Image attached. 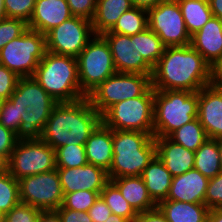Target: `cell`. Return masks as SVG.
I'll return each instance as SVG.
<instances>
[{
	"mask_svg": "<svg viewBox=\"0 0 222 222\" xmlns=\"http://www.w3.org/2000/svg\"><path fill=\"white\" fill-rule=\"evenodd\" d=\"M212 84L211 66L190 44L165 47L153 67L151 86L154 90H187L197 92Z\"/></svg>",
	"mask_w": 222,
	"mask_h": 222,
	"instance_id": "obj_1",
	"label": "cell"
},
{
	"mask_svg": "<svg viewBox=\"0 0 222 222\" xmlns=\"http://www.w3.org/2000/svg\"><path fill=\"white\" fill-rule=\"evenodd\" d=\"M101 122V115L92 107L88 97L57 103L42 131L41 140L54 150L70 144L85 145Z\"/></svg>",
	"mask_w": 222,
	"mask_h": 222,
	"instance_id": "obj_2",
	"label": "cell"
},
{
	"mask_svg": "<svg viewBox=\"0 0 222 222\" xmlns=\"http://www.w3.org/2000/svg\"><path fill=\"white\" fill-rule=\"evenodd\" d=\"M9 100L15 105L21 124L15 136L17 140H39L55 101L32 77H20Z\"/></svg>",
	"mask_w": 222,
	"mask_h": 222,
	"instance_id": "obj_3",
	"label": "cell"
},
{
	"mask_svg": "<svg viewBox=\"0 0 222 222\" xmlns=\"http://www.w3.org/2000/svg\"><path fill=\"white\" fill-rule=\"evenodd\" d=\"M113 161L108 178L141 176L156 156L153 133L112 130Z\"/></svg>",
	"mask_w": 222,
	"mask_h": 222,
	"instance_id": "obj_4",
	"label": "cell"
},
{
	"mask_svg": "<svg viewBox=\"0 0 222 222\" xmlns=\"http://www.w3.org/2000/svg\"><path fill=\"white\" fill-rule=\"evenodd\" d=\"M33 77L58 103L74 102L85 97L81 92L75 57L46 51Z\"/></svg>",
	"mask_w": 222,
	"mask_h": 222,
	"instance_id": "obj_5",
	"label": "cell"
},
{
	"mask_svg": "<svg viewBox=\"0 0 222 222\" xmlns=\"http://www.w3.org/2000/svg\"><path fill=\"white\" fill-rule=\"evenodd\" d=\"M197 117L198 91L154 90V137H168Z\"/></svg>",
	"mask_w": 222,
	"mask_h": 222,
	"instance_id": "obj_6",
	"label": "cell"
},
{
	"mask_svg": "<svg viewBox=\"0 0 222 222\" xmlns=\"http://www.w3.org/2000/svg\"><path fill=\"white\" fill-rule=\"evenodd\" d=\"M102 123L112 130L153 133L154 89L150 86L141 96L111 106L102 116Z\"/></svg>",
	"mask_w": 222,
	"mask_h": 222,
	"instance_id": "obj_7",
	"label": "cell"
},
{
	"mask_svg": "<svg viewBox=\"0 0 222 222\" xmlns=\"http://www.w3.org/2000/svg\"><path fill=\"white\" fill-rule=\"evenodd\" d=\"M46 52V35L29 29L0 50V63L19 77H32Z\"/></svg>",
	"mask_w": 222,
	"mask_h": 222,
	"instance_id": "obj_8",
	"label": "cell"
},
{
	"mask_svg": "<svg viewBox=\"0 0 222 222\" xmlns=\"http://www.w3.org/2000/svg\"><path fill=\"white\" fill-rule=\"evenodd\" d=\"M77 62L80 88L85 97L117 72L109 45L101 35H94L78 55Z\"/></svg>",
	"mask_w": 222,
	"mask_h": 222,
	"instance_id": "obj_9",
	"label": "cell"
},
{
	"mask_svg": "<svg viewBox=\"0 0 222 222\" xmlns=\"http://www.w3.org/2000/svg\"><path fill=\"white\" fill-rule=\"evenodd\" d=\"M150 86L149 75L116 72L87 97L92 107L102 116L111 106L141 96Z\"/></svg>",
	"mask_w": 222,
	"mask_h": 222,
	"instance_id": "obj_10",
	"label": "cell"
},
{
	"mask_svg": "<svg viewBox=\"0 0 222 222\" xmlns=\"http://www.w3.org/2000/svg\"><path fill=\"white\" fill-rule=\"evenodd\" d=\"M8 160V172L16 180L57 168L55 150L41 139L18 140Z\"/></svg>",
	"mask_w": 222,
	"mask_h": 222,
	"instance_id": "obj_11",
	"label": "cell"
},
{
	"mask_svg": "<svg viewBox=\"0 0 222 222\" xmlns=\"http://www.w3.org/2000/svg\"><path fill=\"white\" fill-rule=\"evenodd\" d=\"M148 27L157 34L165 47L191 43L177 0H164L148 11Z\"/></svg>",
	"mask_w": 222,
	"mask_h": 222,
	"instance_id": "obj_12",
	"label": "cell"
},
{
	"mask_svg": "<svg viewBox=\"0 0 222 222\" xmlns=\"http://www.w3.org/2000/svg\"><path fill=\"white\" fill-rule=\"evenodd\" d=\"M19 192L21 203L41 211L57 210L64 199L57 169L21 178Z\"/></svg>",
	"mask_w": 222,
	"mask_h": 222,
	"instance_id": "obj_13",
	"label": "cell"
},
{
	"mask_svg": "<svg viewBox=\"0 0 222 222\" xmlns=\"http://www.w3.org/2000/svg\"><path fill=\"white\" fill-rule=\"evenodd\" d=\"M94 35L90 20L72 16L46 34V51L77 58Z\"/></svg>",
	"mask_w": 222,
	"mask_h": 222,
	"instance_id": "obj_14",
	"label": "cell"
},
{
	"mask_svg": "<svg viewBox=\"0 0 222 222\" xmlns=\"http://www.w3.org/2000/svg\"><path fill=\"white\" fill-rule=\"evenodd\" d=\"M101 36L109 45L117 72L152 76L153 67L137 51L136 34L128 36L104 32Z\"/></svg>",
	"mask_w": 222,
	"mask_h": 222,
	"instance_id": "obj_15",
	"label": "cell"
},
{
	"mask_svg": "<svg viewBox=\"0 0 222 222\" xmlns=\"http://www.w3.org/2000/svg\"><path fill=\"white\" fill-rule=\"evenodd\" d=\"M56 169L64 195L81 190L101 191L110 181L107 171L89 163L80 167Z\"/></svg>",
	"mask_w": 222,
	"mask_h": 222,
	"instance_id": "obj_16",
	"label": "cell"
},
{
	"mask_svg": "<svg viewBox=\"0 0 222 222\" xmlns=\"http://www.w3.org/2000/svg\"><path fill=\"white\" fill-rule=\"evenodd\" d=\"M198 120L208 138L222 136V88L210 84L198 91Z\"/></svg>",
	"mask_w": 222,
	"mask_h": 222,
	"instance_id": "obj_17",
	"label": "cell"
},
{
	"mask_svg": "<svg viewBox=\"0 0 222 222\" xmlns=\"http://www.w3.org/2000/svg\"><path fill=\"white\" fill-rule=\"evenodd\" d=\"M73 15L66 0H36L28 28L46 35Z\"/></svg>",
	"mask_w": 222,
	"mask_h": 222,
	"instance_id": "obj_18",
	"label": "cell"
},
{
	"mask_svg": "<svg viewBox=\"0 0 222 222\" xmlns=\"http://www.w3.org/2000/svg\"><path fill=\"white\" fill-rule=\"evenodd\" d=\"M208 182L196 169L174 176L166 200L204 204Z\"/></svg>",
	"mask_w": 222,
	"mask_h": 222,
	"instance_id": "obj_19",
	"label": "cell"
},
{
	"mask_svg": "<svg viewBox=\"0 0 222 222\" xmlns=\"http://www.w3.org/2000/svg\"><path fill=\"white\" fill-rule=\"evenodd\" d=\"M190 45L212 67L222 58V20L213 16L195 34Z\"/></svg>",
	"mask_w": 222,
	"mask_h": 222,
	"instance_id": "obj_20",
	"label": "cell"
},
{
	"mask_svg": "<svg viewBox=\"0 0 222 222\" xmlns=\"http://www.w3.org/2000/svg\"><path fill=\"white\" fill-rule=\"evenodd\" d=\"M154 140L156 155L173 177L194 169V151L186 149L169 137H154Z\"/></svg>",
	"mask_w": 222,
	"mask_h": 222,
	"instance_id": "obj_21",
	"label": "cell"
},
{
	"mask_svg": "<svg viewBox=\"0 0 222 222\" xmlns=\"http://www.w3.org/2000/svg\"><path fill=\"white\" fill-rule=\"evenodd\" d=\"M84 147L87 162L108 172L113 161L112 129L101 122L90 134Z\"/></svg>",
	"mask_w": 222,
	"mask_h": 222,
	"instance_id": "obj_22",
	"label": "cell"
},
{
	"mask_svg": "<svg viewBox=\"0 0 222 222\" xmlns=\"http://www.w3.org/2000/svg\"><path fill=\"white\" fill-rule=\"evenodd\" d=\"M110 181L119 189L123 198L137 214L157 208L141 176L119 177Z\"/></svg>",
	"mask_w": 222,
	"mask_h": 222,
	"instance_id": "obj_23",
	"label": "cell"
},
{
	"mask_svg": "<svg viewBox=\"0 0 222 222\" xmlns=\"http://www.w3.org/2000/svg\"><path fill=\"white\" fill-rule=\"evenodd\" d=\"M141 177L156 204L167 199L173 176L157 155L144 169Z\"/></svg>",
	"mask_w": 222,
	"mask_h": 222,
	"instance_id": "obj_24",
	"label": "cell"
},
{
	"mask_svg": "<svg viewBox=\"0 0 222 222\" xmlns=\"http://www.w3.org/2000/svg\"><path fill=\"white\" fill-rule=\"evenodd\" d=\"M157 208L168 222H208L209 208L205 204L163 200Z\"/></svg>",
	"mask_w": 222,
	"mask_h": 222,
	"instance_id": "obj_25",
	"label": "cell"
},
{
	"mask_svg": "<svg viewBox=\"0 0 222 222\" xmlns=\"http://www.w3.org/2000/svg\"><path fill=\"white\" fill-rule=\"evenodd\" d=\"M133 7L131 0H97L91 20L95 35L109 31L120 16Z\"/></svg>",
	"mask_w": 222,
	"mask_h": 222,
	"instance_id": "obj_26",
	"label": "cell"
},
{
	"mask_svg": "<svg viewBox=\"0 0 222 222\" xmlns=\"http://www.w3.org/2000/svg\"><path fill=\"white\" fill-rule=\"evenodd\" d=\"M190 36L213 17L208 0H177Z\"/></svg>",
	"mask_w": 222,
	"mask_h": 222,
	"instance_id": "obj_27",
	"label": "cell"
},
{
	"mask_svg": "<svg viewBox=\"0 0 222 222\" xmlns=\"http://www.w3.org/2000/svg\"><path fill=\"white\" fill-rule=\"evenodd\" d=\"M194 169L209 179L215 177L222 171L220 152L216 139L208 138L195 151Z\"/></svg>",
	"mask_w": 222,
	"mask_h": 222,
	"instance_id": "obj_28",
	"label": "cell"
},
{
	"mask_svg": "<svg viewBox=\"0 0 222 222\" xmlns=\"http://www.w3.org/2000/svg\"><path fill=\"white\" fill-rule=\"evenodd\" d=\"M168 137L194 152L208 139L206 131L198 118L176 129Z\"/></svg>",
	"mask_w": 222,
	"mask_h": 222,
	"instance_id": "obj_29",
	"label": "cell"
},
{
	"mask_svg": "<svg viewBox=\"0 0 222 222\" xmlns=\"http://www.w3.org/2000/svg\"><path fill=\"white\" fill-rule=\"evenodd\" d=\"M148 28L147 10L132 7L124 12L114 26L106 32L132 36Z\"/></svg>",
	"mask_w": 222,
	"mask_h": 222,
	"instance_id": "obj_30",
	"label": "cell"
},
{
	"mask_svg": "<svg viewBox=\"0 0 222 222\" xmlns=\"http://www.w3.org/2000/svg\"><path fill=\"white\" fill-rule=\"evenodd\" d=\"M136 47L152 67L157 64L165 49L161 39L149 27L136 34Z\"/></svg>",
	"mask_w": 222,
	"mask_h": 222,
	"instance_id": "obj_31",
	"label": "cell"
},
{
	"mask_svg": "<svg viewBox=\"0 0 222 222\" xmlns=\"http://www.w3.org/2000/svg\"><path fill=\"white\" fill-rule=\"evenodd\" d=\"M100 197L111 209L112 214L122 216L130 222H135L138 214L129 205L128 201L123 198L119 189L111 181L101 190Z\"/></svg>",
	"mask_w": 222,
	"mask_h": 222,
	"instance_id": "obj_32",
	"label": "cell"
},
{
	"mask_svg": "<svg viewBox=\"0 0 222 222\" xmlns=\"http://www.w3.org/2000/svg\"><path fill=\"white\" fill-rule=\"evenodd\" d=\"M19 203V180L9 172L0 174V210L6 214Z\"/></svg>",
	"mask_w": 222,
	"mask_h": 222,
	"instance_id": "obj_33",
	"label": "cell"
},
{
	"mask_svg": "<svg viewBox=\"0 0 222 222\" xmlns=\"http://www.w3.org/2000/svg\"><path fill=\"white\" fill-rule=\"evenodd\" d=\"M56 167L74 168L86 165L84 145L70 144L55 149Z\"/></svg>",
	"mask_w": 222,
	"mask_h": 222,
	"instance_id": "obj_34",
	"label": "cell"
},
{
	"mask_svg": "<svg viewBox=\"0 0 222 222\" xmlns=\"http://www.w3.org/2000/svg\"><path fill=\"white\" fill-rule=\"evenodd\" d=\"M101 191L81 190L64 195L62 206L67 209L75 211L87 212L97 198Z\"/></svg>",
	"mask_w": 222,
	"mask_h": 222,
	"instance_id": "obj_35",
	"label": "cell"
},
{
	"mask_svg": "<svg viewBox=\"0 0 222 222\" xmlns=\"http://www.w3.org/2000/svg\"><path fill=\"white\" fill-rule=\"evenodd\" d=\"M28 28L22 19L4 18L0 20V50L10 41L22 35Z\"/></svg>",
	"mask_w": 222,
	"mask_h": 222,
	"instance_id": "obj_36",
	"label": "cell"
},
{
	"mask_svg": "<svg viewBox=\"0 0 222 222\" xmlns=\"http://www.w3.org/2000/svg\"><path fill=\"white\" fill-rule=\"evenodd\" d=\"M36 0H4L6 17L22 19L29 22Z\"/></svg>",
	"mask_w": 222,
	"mask_h": 222,
	"instance_id": "obj_37",
	"label": "cell"
},
{
	"mask_svg": "<svg viewBox=\"0 0 222 222\" xmlns=\"http://www.w3.org/2000/svg\"><path fill=\"white\" fill-rule=\"evenodd\" d=\"M40 211L33 206L20 202L4 214V222H38Z\"/></svg>",
	"mask_w": 222,
	"mask_h": 222,
	"instance_id": "obj_38",
	"label": "cell"
},
{
	"mask_svg": "<svg viewBox=\"0 0 222 222\" xmlns=\"http://www.w3.org/2000/svg\"><path fill=\"white\" fill-rule=\"evenodd\" d=\"M204 204L209 208H222V171L209 179Z\"/></svg>",
	"mask_w": 222,
	"mask_h": 222,
	"instance_id": "obj_39",
	"label": "cell"
},
{
	"mask_svg": "<svg viewBox=\"0 0 222 222\" xmlns=\"http://www.w3.org/2000/svg\"><path fill=\"white\" fill-rule=\"evenodd\" d=\"M20 77L0 63V97L9 99L16 89Z\"/></svg>",
	"mask_w": 222,
	"mask_h": 222,
	"instance_id": "obj_40",
	"label": "cell"
},
{
	"mask_svg": "<svg viewBox=\"0 0 222 222\" xmlns=\"http://www.w3.org/2000/svg\"><path fill=\"white\" fill-rule=\"evenodd\" d=\"M0 123L15 134L21 124V119H17L15 105L9 99L4 100L0 111Z\"/></svg>",
	"mask_w": 222,
	"mask_h": 222,
	"instance_id": "obj_41",
	"label": "cell"
},
{
	"mask_svg": "<svg viewBox=\"0 0 222 222\" xmlns=\"http://www.w3.org/2000/svg\"><path fill=\"white\" fill-rule=\"evenodd\" d=\"M73 16L92 20L97 0H66Z\"/></svg>",
	"mask_w": 222,
	"mask_h": 222,
	"instance_id": "obj_42",
	"label": "cell"
},
{
	"mask_svg": "<svg viewBox=\"0 0 222 222\" xmlns=\"http://www.w3.org/2000/svg\"><path fill=\"white\" fill-rule=\"evenodd\" d=\"M17 141L15 133L0 123V153L9 159Z\"/></svg>",
	"mask_w": 222,
	"mask_h": 222,
	"instance_id": "obj_43",
	"label": "cell"
},
{
	"mask_svg": "<svg viewBox=\"0 0 222 222\" xmlns=\"http://www.w3.org/2000/svg\"><path fill=\"white\" fill-rule=\"evenodd\" d=\"M87 212L92 222H105L112 214L111 209L100 196Z\"/></svg>",
	"mask_w": 222,
	"mask_h": 222,
	"instance_id": "obj_44",
	"label": "cell"
},
{
	"mask_svg": "<svg viewBox=\"0 0 222 222\" xmlns=\"http://www.w3.org/2000/svg\"><path fill=\"white\" fill-rule=\"evenodd\" d=\"M56 211L59 213L61 222H92L88 212L67 209L62 205Z\"/></svg>",
	"mask_w": 222,
	"mask_h": 222,
	"instance_id": "obj_45",
	"label": "cell"
},
{
	"mask_svg": "<svg viewBox=\"0 0 222 222\" xmlns=\"http://www.w3.org/2000/svg\"><path fill=\"white\" fill-rule=\"evenodd\" d=\"M135 222H168L165 216L158 208L139 213Z\"/></svg>",
	"mask_w": 222,
	"mask_h": 222,
	"instance_id": "obj_46",
	"label": "cell"
},
{
	"mask_svg": "<svg viewBox=\"0 0 222 222\" xmlns=\"http://www.w3.org/2000/svg\"><path fill=\"white\" fill-rule=\"evenodd\" d=\"M212 84L222 88V58L211 67Z\"/></svg>",
	"mask_w": 222,
	"mask_h": 222,
	"instance_id": "obj_47",
	"label": "cell"
},
{
	"mask_svg": "<svg viewBox=\"0 0 222 222\" xmlns=\"http://www.w3.org/2000/svg\"><path fill=\"white\" fill-rule=\"evenodd\" d=\"M38 222H61L56 210L40 211Z\"/></svg>",
	"mask_w": 222,
	"mask_h": 222,
	"instance_id": "obj_48",
	"label": "cell"
},
{
	"mask_svg": "<svg viewBox=\"0 0 222 222\" xmlns=\"http://www.w3.org/2000/svg\"><path fill=\"white\" fill-rule=\"evenodd\" d=\"M164 0H131L133 7L141 8L144 10L152 9Z\"/></svg>",
	"mask_w": 222,
	"mask_h": 222,
	"instance_id": "obj_49",
	"label": "cell"
},
{
	"mask_svg": "<svg viewBox=\"0 0 222 222\" xmlns=\"http://www.w3.org/2000/svg\"><path fill=\"white\" fill-rule=\"evenodd\" d=\"M213 16L222 20V0H208Z\"/></svg>",
	"mask_w": 222,
	"mask_h": 222,
	"instance_id": "obj_50",
	"label": "cell"
},
{
	"mask_svg": "<svg viewBox=\"0 0 222 222\" xmlns=\"http://www.w3.org/2000/svg\"><path fill=\"white\" fill-rule=\"evenodd\" d=\"M208 222H222V208L209 209Z\"/></svg>",
	"mask_w": 222,
	"mask_h": 222,
	"instance_id": "obj_51",
	"label": "cell"
},
{
	"mask_svg": "<svg viewBox=\"0 0 222 222\" xmlns=\"http://www.w3.org/2000/svg\"><path fill=\"white\" fill-rule=\"evenodd\" d=\"M8 158L0 153V174L8 172Z\"/></svg>",
	"mask_w": 222,
	"mask_h": 222,
	"instance_id": "obj_52",
	"label": "cell"
},
{
	"mask_svg": "<svg viewBox=\"0 0 222 222\" xmlns=\"http://www.w3.org/2000/svg\"><path fill=\"white\" fill-rule=\"evenodd\" d=\"M105 222H130V221L122 216L111 214Z\"/></svg>",
	"mask_w": 222,
	"mask_h": 222,
	"instance_id": "obj_53",
	"label": "cell"
},
{
	"mask_svg": "<svg viewBox=\"0 0 222 222\" xmlns=\"http://www.w3.org/2000/svg\"><path fill=\"white\" fill-rule=\"evenodd\" d=\"M6 18L4 0H0V20Z\"/></svg>",
	"mask_w": 222,
	"mask_h": 222,
	"instance_id": "obj_54",
	"label": "cell"
},
{
	"mask_svg": "<svg viewBox=\"0 0 222 222\" xmlns=\"http://www.w3.org/2000/svg\"><path fill=\"white\" fill-rule=\"evenodd\" d=\"M216 141H217L219 152H220V164L222 168V136L217 138Z\"/></svg>",
	"mask_w": 222,
	"mask_h": 222,
	"instance_id": "obj_55",
	"label": "cell"
},
{
	"mask_svg": "<svg viewBox=\"0 0 222 222\" xmlns=\"http://www.w3.org/2000/svg\"><path fill=\"white\" fill-rule=\"evenodd\" d=\"M0 222H4V213L0 210Z\"/></svg>",
	"mask_w": 222,
	"mask_h": 222,
	"instance_id": "obj_56",
	"label": "cell"
},
{
	"mask_svg": "<svg viewBox=\"0 0 222 222\" xmlns=\"http://www.w3.org/2000/svg\"><path fill=\"white\" fill-rule=\"evenodd\" d=\"M3 103H4V99H2V98L0 97V111H1V109H2Z\"/></svg>",
	"mask_w": 222,
	"mask_h": 222,
	"instance_id": "obj_57",
	"label": "cell"
}]
</instances>
